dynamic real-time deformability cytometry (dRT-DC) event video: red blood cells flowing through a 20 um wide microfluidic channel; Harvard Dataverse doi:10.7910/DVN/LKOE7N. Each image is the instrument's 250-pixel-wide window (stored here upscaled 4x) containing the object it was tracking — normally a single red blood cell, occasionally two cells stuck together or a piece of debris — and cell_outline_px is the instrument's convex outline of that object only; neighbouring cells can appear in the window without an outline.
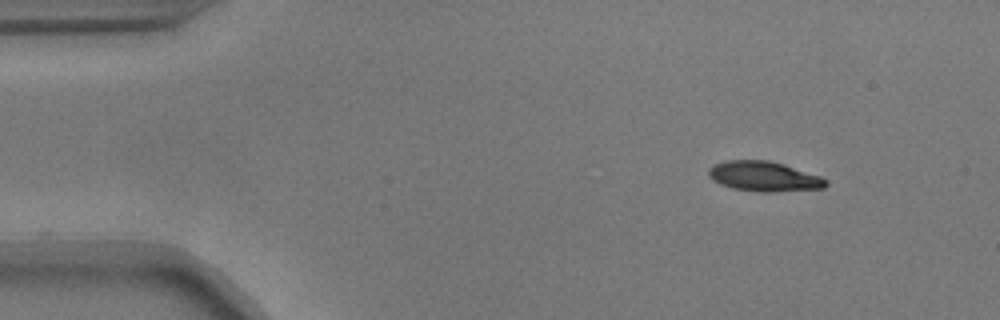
{"species": "common noctule bat (a hibernating species)", "species_latin": "Nyctalus noctula", "temperature_condition": "warm", "stored_images_in_passage": 49, "camera_frame_rate_fps": 3000, "um_per_image_px": 0.085, "animal": {"sex": "male", "body_mass_g": 17.9}, "frame": {"image": 1, "passage_image": 1, "time_ms": 0.0, "image_size_px": [1000, 320], "cell_outline_px": [[828, 184], [824, 188], [768, 192], [760, 192], [732, 188], [720, 184], [712, 180], [708, 176], [708, 168], [716, 164], [728, 160], [768, 160], [784, 164], [820, 176], [828, 180]], "centroid_in_image_um": [64.93, 14.99], "position_along_channel_um": 20.1, "area_um2": 20.46}}
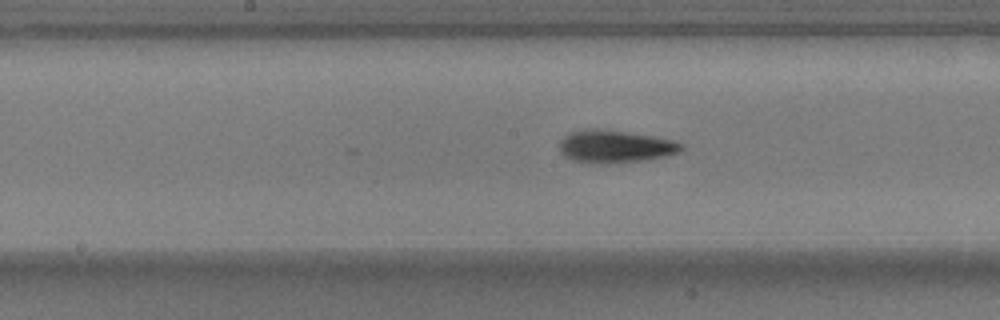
{"frame": {"image": 2, "passage_image": 22, "time_ms": 7.0, "image_size_px": [1000, 320], "cell_outline_px": [[684, 148], [680, 152], [648, 160], [572, 160], [564, 156], [560, 152], [560, 140], [568, 132], [584, 128], [596, 128], [652, 136], [672, 140], [684, 144]], "centroid_in_image_um": [52.29, 12.38], "position_along_channel_um": 195.9, "area_um2": 22.2}}
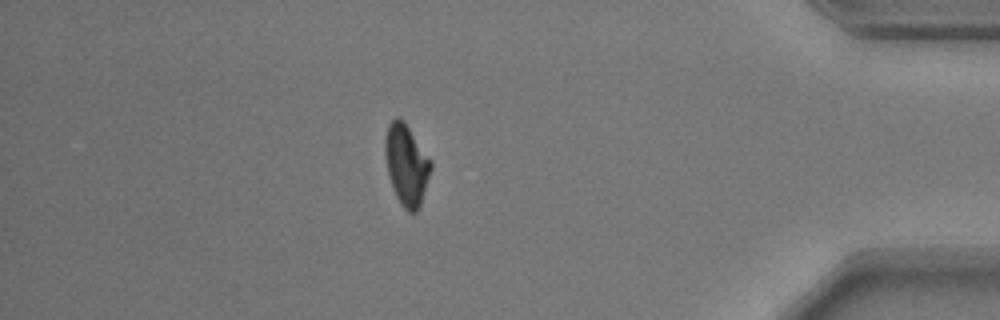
{"frame": {"image": 3, "passage_image": 42, "time_ms": 13.667, "image_size_px": [1000, 320], "cell_outline_px": [[432, 168], [420, 204], [416, 212], [408, 212], [400, 204], [396, 196], [388, 172], [384, 152], [384, 140], [388, 124], [396, 116], [400, 116], [404, 120], [432, 160]], "centroid_in_image_um": [34.55, 13.95], "position_along_channel_um": 400.7, "area_um2": 21.68}, "authors_computed_cell_mechanics": {"area_um2": 21.6172, "velocity_mm_per_s": 3.6804, "shape_relaxation_time_tau1_ms": 3.2125, "shape_relaxation_time_tau2_ms": 4.0082, "deformation_change_tau1": 0.161, "deformation_change_tau2": 0.1066}}